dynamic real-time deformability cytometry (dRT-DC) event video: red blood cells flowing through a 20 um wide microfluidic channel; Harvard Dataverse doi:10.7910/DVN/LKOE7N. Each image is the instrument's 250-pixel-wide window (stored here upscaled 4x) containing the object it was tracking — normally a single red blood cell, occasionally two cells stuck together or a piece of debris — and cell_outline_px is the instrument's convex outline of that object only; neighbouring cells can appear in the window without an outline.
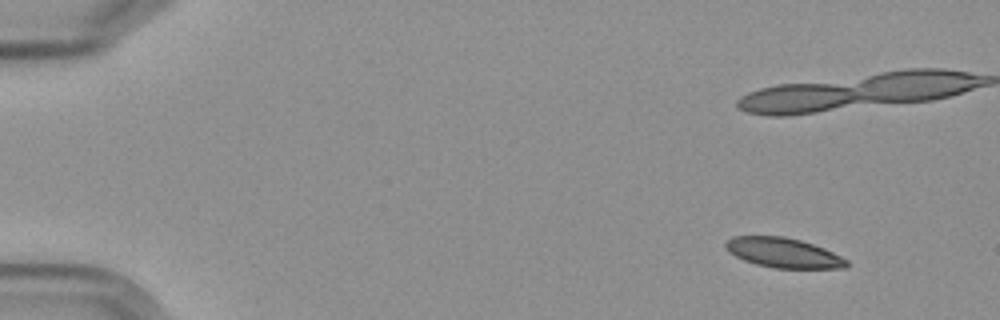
{"species": "Egyptian fruit bat (a non-hibernating species)", "species_latin": "Rousettus aegyptiacus", "temperature_condition": "cold", "stored_images_in_passage": 5, "camera_frame_rate_fps": 3000, "um_per_image_px": 0.085, "frame": {"image": 1, "passage_image": 1, "time_ms": 0.0, "image_size_px": [1000, 320], "cell_outline_px": [[848, 264], [844, 268], [772, 268], [756, 264], [744, 260], [728, 252], [724, 248], [724, 244], [732, 236], [784, 236], [800, 240], [824, 248], [848, 260]], "centroid_in_image_um": [66.55, 21.48], "position_along_channel_um": 18.5, "area_um2": 20.98}}